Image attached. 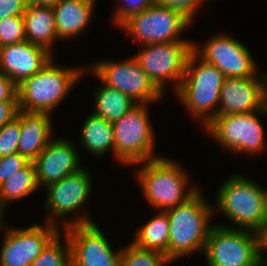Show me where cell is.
Instances as JSON below:
<instances>
[{
  "label": "cell",
  "instance_id": "603a6c76",
  "mask_svg": "<svg viewBox=\"0 0 267 266\" xmlns=\"http://www.w3.org/2000/svg\"><path fill=\"white\" fill-rule=\"evenodd\" d=\"M169 218L166 211H159L135 232L133 243L143 249L153 250L169 258Z\"/></svg>",
  "mask_w": 267,
  "mask_h": 266
},
{
  "label": "cell",
  "instance_id": "2e32d148",
  "mask_svg": "<svg viewBox=\"0 0 267 266\" xmlns=\"http://www.w3.org/2000/svg\"><path fill=\"white\" fill-rule=\"evenodd\" d=\"M225 78L220 89L217 115L249 113L262 110L266 102L267 73L263 78Z\"/></svg>",
  "mask_w": 267,
  "mask_h": 266
},
{
  "label": "cell",
  "instance_id": "e575fe53",
  "mask_svg": "<svg viewBox=\"0 0 267 266\" xmlns=\"http://www.w3.org/2000/svg\"><path fill=\"white\" fill-rule=\"evenodd\" d=\"M19 111L18 101L0 102V129L16 118Z\"/></svg>",
  "mask_w": 267,
  "mask_h": 266
},
{
  "label": "cell",
  "instance_id": "4dcf8cb0",
  "mask_svg": "<svg viewBox=\"0 0 267 266\" xmlns=\"http://www.w3.org/2000/svg\"><path fill=\"white\" fill-rule=\"evenodd\" d=\"M30 161L18 152L0 157V186Z\"/></svg>",
  "mask_w": 267,
  "mask_h": 266
},
{
  "label": "cell",
  "instance_id": "8992f818",
  "mask_svg": "<svg viewBox=\"0 0 267 266\" xmlns=\"http://www.w3.org/2000/svg\"><path fill=\"white\" fill-rule=\"evenodd\" d=\"M55 64L52 58L40 71L17 86L20 111L51 113L83 77V68Z\"/></svg>",
  "mask_w": 267,
  "mask_h": 266
},
{
  "label": "cell",
  "instance_id": "f546056e",
  "mask_svg": "<svg viewBox=\"0 0 267 266\" xmlns=\"http://www.w3.org/2000/svg\"><path fill=\"white\" fill-rule=\"evenodd\" d=\"M154 2L155 0H121L122 4L116 8L113 21L117 26H120L125 20L144 11Z\"/></svg>",
  "mask_w": 267,
  "mask_h": 266
},
{
  "label": "cell",
  "instance_id": "d4e9b609",
  "mask_svg": "<svg viewBox=\"0 0 267 266\" xmlns=\"http://www.w3.org/2000/svg\"><path fill=\"white\" fill-rule=\"evenodd\" d=\"M38 188L35 165L29 162L0 186V209L5 211L8 203L27 197Z\"/></svg>",
  "mask_w": 267,
  "mask_h": 266
},
{
  "label": "cell",
  "instance_id": "f1b7e54d",
  "mask_svg": "<svg viewBox=\"0 0 267 266\" xmlns=\"http://www.w3.org/2000/svg\"><path fill=\"white\" fill-rule=\"evenodd\" d=\"M20 110L16 118L0 129V157L18 152L20 141Z\"/></svg>",
  "mask_w": 267,
  "mask_h": 266
},
{
  "label": "cell",
  "instance_id": "4316f807",
  "mask_svg": "<svg viewBox=\"0 0 267 266\" xmlns=\"http://www.w3.org/2000/svg\"><path fill=\"white\" fill-rule=\"evenodd\" d=\"M170 262L166 255L140 248L133 242L121 249V266H165Z\"/></svg>",
  "mask_w": 267,
  "mask_h": 266
},
{
  "label": "cell",
  "instance_id": "cb8c5ba5",
  "mask_svg": "<svg viewBox=\"0 0 267 266\" xmlns=\"http://www.w3.org/2000/svg\"><path fill=\"white\" fill-rule=\"evenodd\" d=\"M94 113L111 123L119 120L137 103L124 93L102 83L94 92Z\"/></svg>",
  "mask_w": 267,
  "mask_h": 266
},
{
  "label": "cell",
  "instance_id": "9a60e30c",
  "mask_svg": "<svg viewBox=\"0 0 267 266\" xmlns=\"http://www.w3.org/2000/svg\"><path fill=\"white\" fill-rule=\"evenodd\" d=\"M91 175L84 168L70 174L58 182L46 187L45 210L51 212L52 216L46 222L58 225L56 220H64L71 213H76L87 202L91 192ZM82 206V207H81ZM56 217V218H55ZM62 218V219H61Z\"/></svg>",
  "mask_w": 267,
  "mask_h": 266
},
{
  "label": "cell",
  "instance_id": "4fadbf2b",
  "mask_svg": "<svg viewBox=\"0 0 267 266\" xmlns=\"http://www.w3.org/2000/svg\"><path fill=\"white\" fill-rule=\"evenodd\" d=\"M198 47L193 44V51L205 62L215 65L226 78L257 75V64L249 49L231 36L218 34Z\"/></svg>",
  "mask_w": 267,
  "mask_h": 266
},
{
  "label": "cell",
  "instance_id": "83f0119b",
  "mask_svg": "<svg viewBox=\"0 0 267 266\" xmlns=\"http://www.w3.org/2000/svg\"><path fill=\"white\" fill-rule=\"evenodd\" d=\"M25 40L23 16H11L0 20V47Z\"/></svg>",
  "mask_w": 267,
  "mask_h": 266
},
{
  "label": "cell",
  "instance_id": "8d00e7d4",
  "mask_svg": "<svg viewBox=\"0 0 267 266\" xmlns=\"http://www.w3.org/2000/svg\"><path fill=\"white\" fill-rule=\"evenodd\" d=\"M3 210L0 209V228L3 229L5 227L4 223L1 222L3 220Z\"/></svg>",
  "mask_w": 267,
  "mask_h": 266
},
{
  "label": "cell",
  "instance_id": "44dd1931",
  "mask_svg": "<svg viewBox=\"0 0 267 266\" xmlns=\"http://www.w3.org/2000/svg\"><path fill=\"white\" fill-rule=\"evenodd\" d=\"M23 19L26 41L52 54V43L58 39L53 7L27 5Z\"/></svg>",
  "mask_w": 267,
  "mask_h": 266
},
{
  "label": "cell",
  "instance_id": "8fae6325",
  "mask_svg": "<svg viewBox=\"0 0 267 266\" xmlns=\"http://www.w3.org/2000/svg\"><path fill=\"white\" fill-rule=\"evenodd\" d=\"M194 42L175 41L142 45L143 50L134 55L142 70L164 93L165 82L173 81L176 92L182 82L186 63L193 51Z\"/></svg>",
  "mask_w": 267,
  "mask_h": 266
},
{
  "label": "cell",
  "instance_id": "277c9868",
  "mask_svg": "<svg viewBox=\"0 0 267 266\" xmlns=\"http://www.w3.org/2000/svg\"><path fill=\"white\" fill-rule=\"evenodd\" d=\"M138 169L136 180L145 199L154 209L166 211L192 197L198 187H188V175L173 160L160 157L144 162Z\"/></svg>",
  "mask_w": 267,
  "mask_h": 266
},
{
  "label": "cell",
  "instance_id": "d6a6232c",
  "mask_svg": "<svg viewBox=\"0 0 267 266\" xmlns=\"http://www.w3.org/2000/svg\"><path fill=\"white\" fill-rule=\"evenodd\" d=\"M26 0H0V20L11 16H23Z\"/></svg>",
  "mask_w": 267,
  "mask_h": 266
},
{
  "label": "cell",
  "instance_id": "7c38bea8",
  "mask_svg": "<svg viewBox=\"0 0 267 266\" xmlns=\"http://www.w3.org/2000/svg\"><path fill=\"white\" fill-rule=\"evenodd\" d=\"M91 68L103 84L119 90L137 104H151L165 94L142 70L134 56L125 61L102 60Z\"/></svg>",
  "mask_w": 267,
  "mask_h": 266
},
{
  "label": "cell",
  "instance_id": "5bb4252c",
  "mask_svg": "<svg viewBox=\"0 0 267 266\" xmlns=\"http://www.w3.org/2000/svg\"><path fill=\"white\" fill-rule=\"evenodd\" d=\"M28 228L6 231L0 252V266H30L46 245L60 232L57 225L46 222ZM6 229V230H5Z\"/></svg>",
  "mask_w": 267,
  "mask_h": 266
},
{
  "label": "cell",
  "instance_id": "30bf717a",
  "mask_svg": "<svg viewBox=\"0 0 267 266\" xmlns=\"http://www.w3.org/2000/svg\"><path fill=\"white\" fill-rule=\"evenodd\" d=\"M267 116L266 106L249 113L217 115L205 128L224 149L256 154L265 148L264 128L257 115Z\"/></svg>",
  "mask_w": 267,
  "mask_h": 266
},
{
  "label": "cell",
  "instance_id": "7402d4cb",
  "mask_svg": "<svg viewBox=\"0 0 267 266\" xmlns=\"http://www.w3.org/2000/svg\"><path fill=\"white\" fill-rule=\"evenodd\" d=\"M80 137V142L92 155L103 156L108 150H113L114 154V134L110 121L91 113L81 127Z\"/></svg>",
  "mask_w": 267,
  "mask_h": 266
},
{
  "label": "cell",
  "instance_id": "d590c367",
  "mask_svg": "<svg viewBox=\"0 0 267 266\" xmlns=\"http://www.w3.org/2000/svg\"><path fill=\"white\" fill-rule=\"evenodd\" d=\"M61 0H26L27 5L56 6Z\"/></svg>",
  "mask_w": 267,
  "mask_h": 266
},
{
  "label": "cell",
  "instance_id": "7a4b0ae2",
  "mask_svg": "<svg viewBox=\"0 0 267 266\" xmlns=\"http://www.w3.org/2000/svg\"><path fill=\"white\" fill-rule=\"evenodd\" d=\"M213 211L199 190L187 201L166 210L170 226L169 259L172 262L197 251L204 253L213 227L210 223Z\"/></svg>",
  "mask_w": 267,
  "mask_h": 266
},
{
  "label": "cell",
  "instance_id": "5b68a950",
  "mask_svg": "<svg viewBox=\"0 0 267 266\" xmlns=\"http://www.w3.org/2000/svg\"><path fill=\"white\" fill-rule=\"evenodd\" d=\"M265 237L236 227L213 225L204 255L208 266H267Z\"/></svg>",
  "mask_w": 267,
  "mask_h": 266
},
{
  "label": "cell",
  "instance_id": "6da1fadb",
  "mask_svg": "<svg viewBox=\"0 0 267 266\" xmlns=\"http://www.w3.org/2000/svg\"><path fill=\"white\" fill-rule=\"evenodd\" d=\"M216 194L218 210L237 225V229L267 236V190L241 174H233Z\"/></svg>",
  "mask_w": 267,
  "mask_h": 266
},
{
  "label": "cell",
  "instance_id": "74e56055",
  "mask_svg": "<svg viewBox=\"0 0 267 266\" xmlns=\"http://www.w3.org/2000/svg\"><path fill=\"white\" fill-rule=\"evenodd\" d=\"M265 251L267 252V236L265 237Z\"/></svg>",
  "mask_w": 267,
  "mask_h": 266
},
{
  "label": "cell",
  "instance_id": "d6986e66",
  "mask_svg": "<svg viewBox=\"0 0 267 266\" xmlns=\"http://www.w3.org/2000/svg\"><path fill=\"white\" fill-rule=\"evenodd\" d=\"M50 113L20 111V141L18 153L30 162L44 150L52 139Z\"/></svg>",
  "mask_w": 267,
  "mask_h": 266
},
{
  "label": "cell",
  "instance_id": "484cf974",
  "mask_svg": "<svg viewBox=\"0 0 267 266\" xmlns=\"http://www.w3.org/2000/svg\"><path fill=\"white\" fill-rule=\"evenodd\" d=\"M65 239L64 245L59 232L30 266H71L70 242L67 236Z\"/></svg>",
  "mask_w": 267,
  "mask_h": 266
},
{
  "label": "cell",
  "instance_id": "1f68e13d",
  "mask_svg": "<svg viewBox=\"0 0 267 266\" xmlns=\"http://www.w3.org/2000/svg\"><path fill=\"white\" fill-rule=\"evenodd\" d=\"M205 0H155V3L181 11L191 21Z\"/></svg>",
  "mask_w": 267,
  "mask_h": 266
},
{
  "label": "cell",
  "instance_id": "3957f363",
  "mask_svg": "<svg viewBox=\"0 0 267 266\" xmlns=\"http://www.w3.org/2000/svg\"><path fill=\"white\" fill-rule=\"evenodd\" d=\"M225 78L215 65L205 62L194 51L190 53L175 94L194 118H201L205 127L217 116L220 89Z\"/></svg>",
  "mask_w": 267,
  "mask_h": 266
},
{
  "label": "cell",
  "instance_id": "ac0fdd59",
  "mask_svg": "<svg viewBox=\"0 0 267 266\" xmlns=\"http://www.w3.org/2000/svg\"><path fill=\"white\" fill-rule=\"evenodd\" d=\"M53 55L41 46L21 41L0 47V72L17 86L40 71Z\"/></svg>",
  "mask_w": 267,
  "mask_h": 266
},
{
  "label": "cell",
  "instance_id": "e0dca14e",
  "mask_svg": "<svg viewBox=\"0 0 267 266\" xmlns=\"http://www.w3.org/2000/svg\"><path fill=\"white\" fill-rule=\"evenodd\" d=\"M33 163L39 187H47L82 169L76 147L65 138L51 139Z\"/></svg>",
  "mask_w": 267,
  "mask_h": 266
},
{
  "label": "cell",
  "instance_id": "ba28073f",
  "mask_svg": "<svg viewBox=\"0 0 267 266\" xmlns=\"http://www.w3.org/2000/svg\"><path fill=\"white\" fill-rule=\"evenodd\" d=\"M64 221L65 236L71 247V266H121V249L113 251L109 241L89 216Z\"/></svg>",
  "mask_w": 267,
  "mask_h": 266
},
{
  "label": "cell",
  "instance_id": "52a82bcc",
  "mask_svg": "<svg viewBox=\"0 0 267 266\" xmlns=\"http://www.w3.org/2000/svg\"><path fill=\"white\" fill-rule=\"evenodd\" d=\"M148 104H137L112 123L114 158L119 163L134 165L160 158L154 155V130L148 117Z\"/></svg>",
  "mask_w": 267,
  "mask_h": 266
},
{
  "label": "cell",
  "instance_id": "ffe728a7",
  "mask_svg": "<svg viewBox=\"0 0 267 266\" xmlns=\"http://www.w3.org/2000/svg\"><path fill=\"white\" fill-rule=\"evenodd\" d=\"M96 0H61L53 7L58 40L75 37L92 19Z\"/></svg>",
  "mask_w": 267,
  "mask_h": 266
},
{
  "label": "cell",
  "instance_id": "836d02e7",
  "mask_svg": "<svg viewBox=\"0 0 267 266\" xmlns=\"http://www.w3.org/2000/svg\"><path fill=\"white\" fill-rule=\"evenodd\" d=\"M3 101H18V89L9 77L0 72V102Z\"/></svg>",
  "mask_w": 267,
  "mask_h": 266
},
{
  "label": "cell",
  "instance_id": "9c48e42d",
  "mask_svg": "<svg viewBox=\"0 0 267 266\" xmlns=\"http://www.w3.org/2000/svg\"><path fill=\"white\" fill-rule=\"evenodd\" d=\"M192 21L181 11L153 3L144 11L131 16L119 27L132 35L142 45L190 41L184 40L181 33Z\"/></svg>",
  "mask_w": 267,
  "mask_h": 266
},
{
  "label": "cell",
  "instance_id": "f35d334b",
  "mask_svg": "<svg viewBox=\"0 0 267 266\" xmlns=\"http://www.w3.org/2000/svg\"><path fill=\"white\" fill-rule=\"evenodd\" d=\"M265 106L267 108V85H266V102H265Z\"/></svg>",
  "mask_w": 267,
  "mask_h": 266
}]
</instances>
